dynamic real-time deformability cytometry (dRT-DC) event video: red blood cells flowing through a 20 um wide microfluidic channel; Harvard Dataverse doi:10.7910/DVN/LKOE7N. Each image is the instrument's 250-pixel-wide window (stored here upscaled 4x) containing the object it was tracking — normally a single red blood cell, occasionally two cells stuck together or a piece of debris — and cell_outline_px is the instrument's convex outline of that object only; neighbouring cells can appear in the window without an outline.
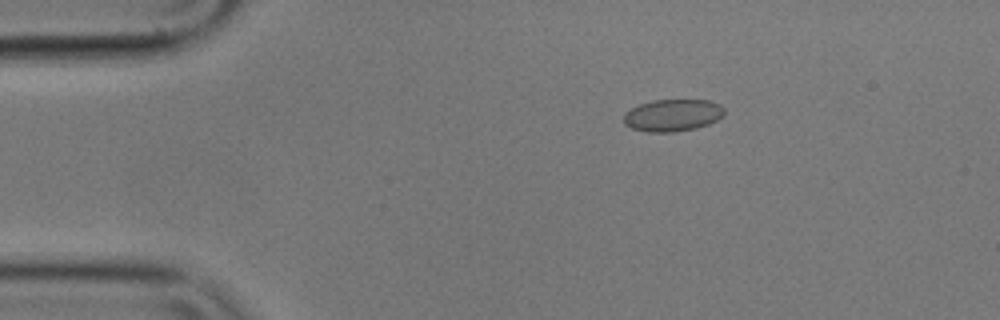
{"species": "common noctule bat (a hibernating species)", "species_latin": "Nyctalus noctula", "temperature_condition": "cold", "stored_images_in_passage": 7, "camera_frame_rate_fps": 3000, "um_per_image_px": 0.085, "animal": {"sex": "male", "body_mass_g": 17.9}, "frame": {"image": 1, "passage_image": 3, "time_ms": 0.667, "image_size_px": [1000, 320], "cell_outline_px": [[724, 112], [716, 120], [708, 124], [696, 128], [672, 132], [648, 132], [632, 128], [624, 124], [624, 112], [640, 104], [652, 100], [708, 100], [720, 104], [724, 108]], "centroid_in_image_um": [57.15, 9.79], "position_along_channel_um": 27.8, "area_um2": 18.73}}
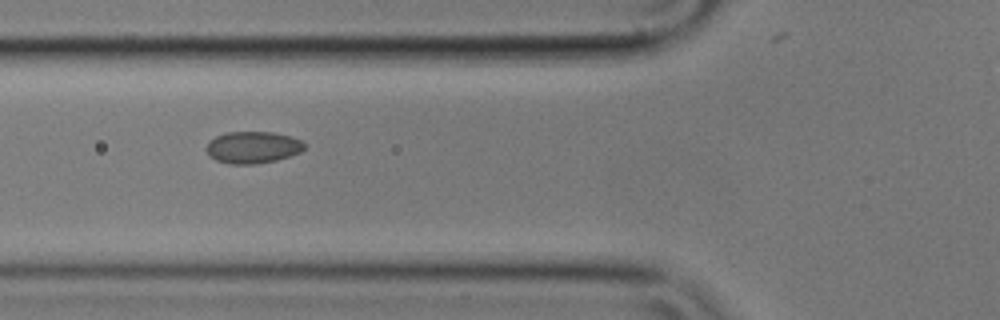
{"frame": {"image": 2, "passage_image": 6, "time_ms": 1.667, "image_size_px": [1000, 320], "cell_outline_px": [[304, 148], [300, 152], [276, 160], [256, 164], [228, 164], [216, 160], [208, 156], [204, 148], [208, 140], [216, 136], [228, 132], [272, 132], [288, 136], [300, 140], [304, 144]], "centroid_in_image_um": [21.4, 12.53], "position_along_channel_um": 104.4, "area_um2": 18.26}}
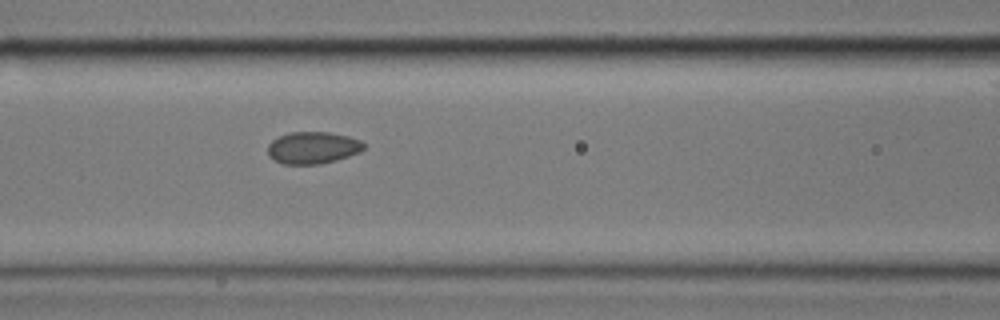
{"frame": {"image": 3, "passage_image": 7, "time_ms": 2.0, "image_size_px": [1000, 320], "cell_outline_px": [[364, 148], [360, 152], [336, 160], [320, 164], [284, 164], [268, 156], [268, 144], [272, 140], [288, 132], [328, 132], [348, 136], [360, 140], [364, 144]], "centroid_in_image_um": [26.58, 12.55], "position_along_channel_um": 140.0, "area_um2": 17.86}}